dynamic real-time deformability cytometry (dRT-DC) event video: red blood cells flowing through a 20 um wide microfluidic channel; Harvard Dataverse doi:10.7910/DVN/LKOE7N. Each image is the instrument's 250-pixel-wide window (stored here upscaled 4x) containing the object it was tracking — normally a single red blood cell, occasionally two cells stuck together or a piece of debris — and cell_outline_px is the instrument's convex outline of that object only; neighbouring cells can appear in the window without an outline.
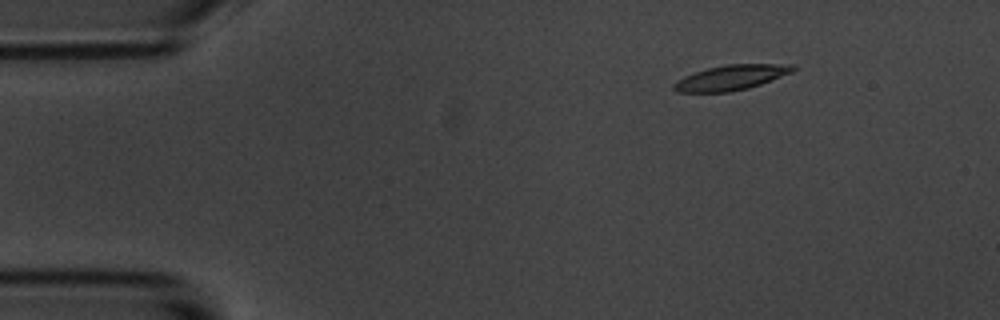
{"species": "common noctule bat (a hibernating species)", "species_latin": "Nyctalus noctula", "temperature_condition": "room temperature", "stored_images_in_passage": 9, "camera_frame_rate_fps": 3000, "um_per_image_px": 0.085, "animal": {"sex": "male", "body_mass_g": 20.1, "forearm_length_mm": 53.5}, "frame": {"image": 1, "passage_image": 1, "time_ms": 0.0, "image_size_px": [1000, 320], "cell_outline_px": [[796, 68], [792, 72], [760, 84], [748, 88], [728, 92], [676, 92], [672, 88], [672, 84], [676, 80], [684, 76], [708, 68], [728, 64], [792, 64]], "centroid_in_image_um": [62.1, 6.59], "position_along_channel_um": 22.9, "area_um2": 17.28}}
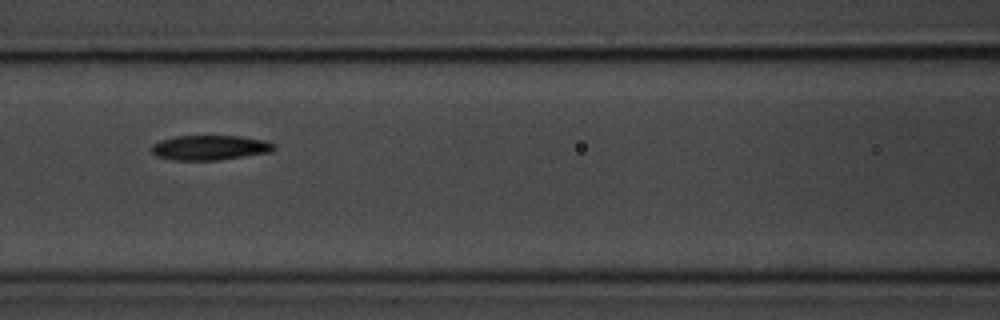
{"frame": {"image": 2, "passage_image": 6, "time_ms": 5.667, "image_size_px": [1000, 320], "cell_outline_px": [[276, 148], [272, 152], [220, 160], [172, 160], [156, 156], [152, 152], [152, 144], [160, 140], [176, 136], [240, 136], [264, 140], [276, 144]], "centroid_in_image_um": [17.86, 12.55], "position_along_channel_um": 148.7, "area_um2": 17.86}}
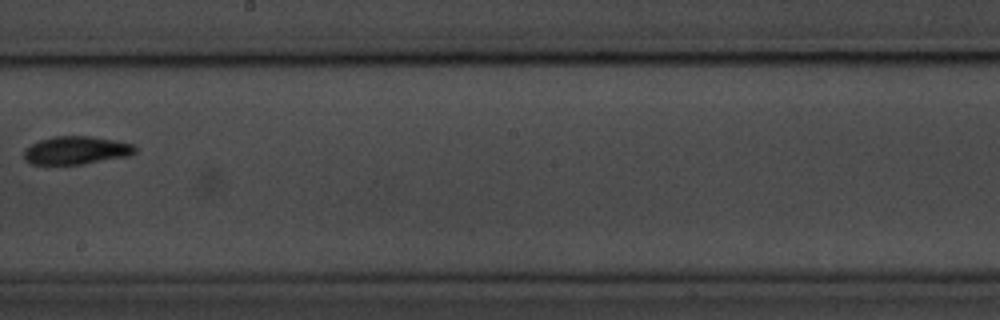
{"frame": {"image": 3, "passage_image": 8, "time_ms": 8.333, "image_size_px": [1000, 320], "cell_outline_px": [[136, 152], [132, 156], [84, 164], [32, 164], [24, 160], [24, 152], [32, 144], [40, 140], [52, 136], [92, 136], [116, 140], [132, 144], [136, 148]], "centroid_in_image_um": [6.53, 12.78], "position_along_channel_um": 241.7, "area_um2": 18.32}}